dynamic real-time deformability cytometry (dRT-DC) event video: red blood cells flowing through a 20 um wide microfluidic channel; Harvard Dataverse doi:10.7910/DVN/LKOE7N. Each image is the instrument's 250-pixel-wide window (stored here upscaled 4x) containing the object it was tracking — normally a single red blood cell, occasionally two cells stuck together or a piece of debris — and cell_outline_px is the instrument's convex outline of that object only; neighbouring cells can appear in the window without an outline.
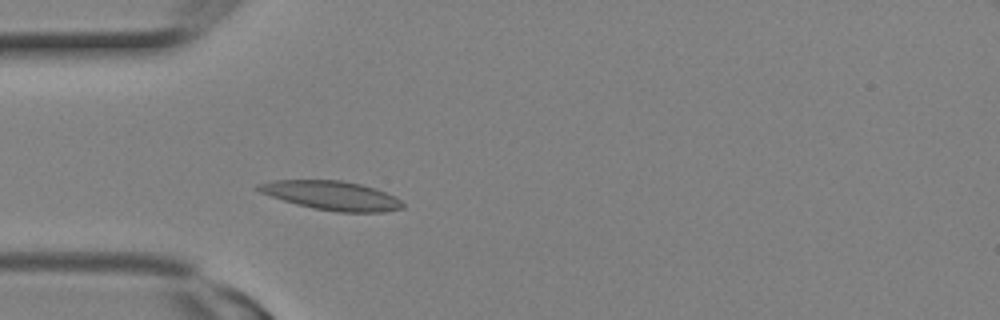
{"species": "Egyptian fruit bat (a non-hibernating species)", "species_latin": "Rousettus aegyptiacus", "temperature_condition": "room temperature", "stored_images_in_passage": 1, "camera_frame_rate_fps": 3000, "um_per_image_px": 0.085, "animal": {"sex": "female"}, "frame": {"image": 1, "passage_image": 1, "time_ms": 0.0, "image_size_px": [1000, 320], "cell_outline_px": [[404, 208], [384, 212], [336, 212], [312, 208], [296, 204], [260, 192], [256, 188], [256, 184], [272, 180], [340, 180], [360, 184], [376, 188], [396, 196], [404, 204]], "centroid_in_image_um": [28.22, 16.62], "position_along_channel_um": 56.8, "area_um2": 24.51}}